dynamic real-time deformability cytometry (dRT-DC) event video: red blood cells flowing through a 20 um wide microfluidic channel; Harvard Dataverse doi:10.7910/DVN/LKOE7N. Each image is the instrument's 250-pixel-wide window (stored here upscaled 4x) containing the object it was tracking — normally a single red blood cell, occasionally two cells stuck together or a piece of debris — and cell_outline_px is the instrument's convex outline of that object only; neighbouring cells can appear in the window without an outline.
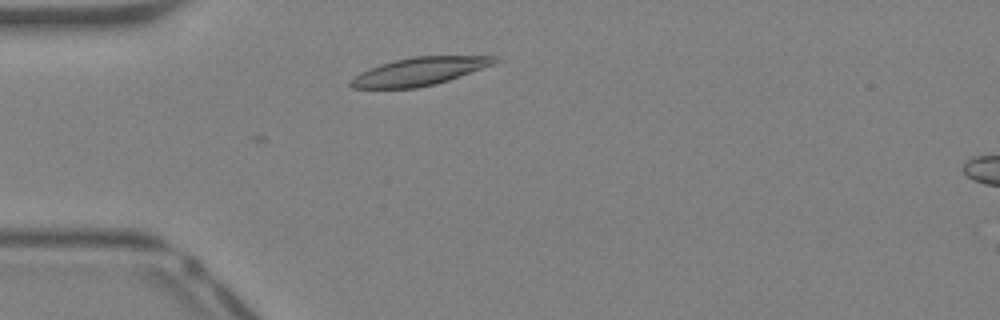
{"species": "Egyptian fruit bat (a non-hibernating species)", "species_latin": "Rousettus aegyptiacus", "temperature_condition": "warm", "stored_images_in_passage": 4, "camera_frame_rate_fps": 3000, "um_per_image_px": 0.085, "animal": {"sex": "female"}, "frame": {"image": 1, "passage_image": 2, "time_ms": 0.333, "image_size_px": [1000, 320], "cell_outline_px": [[500, 60], [492, 64], [460, 76], [436, 84], [416, 88], [352, 88], [348, 84], [360, 72], [380, 64], [412, 56], [496, 56]], "centroid_in_image_um": [35.64, 6.07], "position_along_channel_um": 49.4, "area_um2": 23.12}}